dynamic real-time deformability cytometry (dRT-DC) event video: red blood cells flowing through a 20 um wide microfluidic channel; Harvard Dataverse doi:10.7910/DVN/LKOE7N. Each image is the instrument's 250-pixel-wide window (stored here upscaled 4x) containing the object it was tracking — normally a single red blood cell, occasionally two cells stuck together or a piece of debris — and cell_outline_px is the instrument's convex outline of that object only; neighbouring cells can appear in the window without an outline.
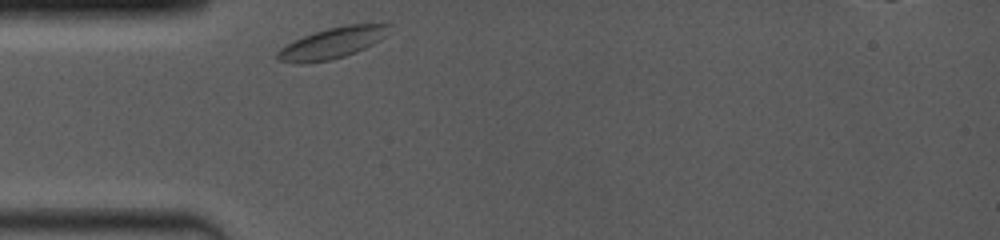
{"species": "common noctule bat (a hibernating species)", "species_latin": "Nyctalus noctula", "temperature_condition": "room temperature", "stored_images_in_passage": 3, "camera_frame_rate_fps": 4000, "um_per_image_px": 0.085, "animal": {"sex": "female", "body_mass_g": 19.0, "forearm_length_mm": 53.3}, "frame": {"image": 1, "passage_image": 1, "time_ms": 0.0, "image_size_px": [1000, 240], "cell_outline_px": [[392, 24], [384, 36], [380, 40], [356, 52], [344, 56], [328, 60], [304, 64], [296, 64], [276, 60], [276, 52], [280, 48], [304, 36], [328, 28], [344, 24]], "centroid_in_image_um": [28.2, 3.67], "position_along_channel_um": 56.8, "area_um2": 20.0}}